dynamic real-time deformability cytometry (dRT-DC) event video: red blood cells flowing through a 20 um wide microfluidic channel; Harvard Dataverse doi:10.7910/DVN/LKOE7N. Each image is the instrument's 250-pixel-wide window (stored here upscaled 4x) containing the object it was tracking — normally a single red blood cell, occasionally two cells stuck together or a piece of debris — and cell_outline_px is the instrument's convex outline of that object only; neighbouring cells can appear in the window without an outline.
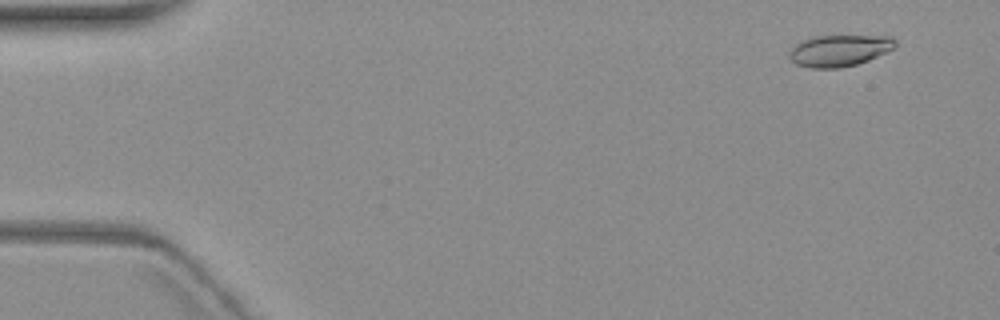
{"species": "common noctule bat (a hibernating species)", "species_latin": "Nyctalus noctula", "temperature_condition": "warm", "stored_images_in_passage": 5, "camera_frame_rate_fps": 3000, "um_per_image_px": 0.085, "animal": {"sex": "female", "body_mass_g": 19.3, "forearm_length_mm": 54.1}, "frame": {"image": 1, "passage_image": 2, "time_ms": 1.333, "image_size_px": [1000, 320], "cell_outline_px": [[896, 48], [888, 52], [868, 60], [856, 64], [840, 68], [812, 68], [796, 64], [788, 56], [788, 52], [800, 40], [816, 36], [892, 36], [896, 40]], "centroid_in_image_um": [71.36, 4.29], "position_along_channel_um": 13.6, "area_um2": 19.59}}